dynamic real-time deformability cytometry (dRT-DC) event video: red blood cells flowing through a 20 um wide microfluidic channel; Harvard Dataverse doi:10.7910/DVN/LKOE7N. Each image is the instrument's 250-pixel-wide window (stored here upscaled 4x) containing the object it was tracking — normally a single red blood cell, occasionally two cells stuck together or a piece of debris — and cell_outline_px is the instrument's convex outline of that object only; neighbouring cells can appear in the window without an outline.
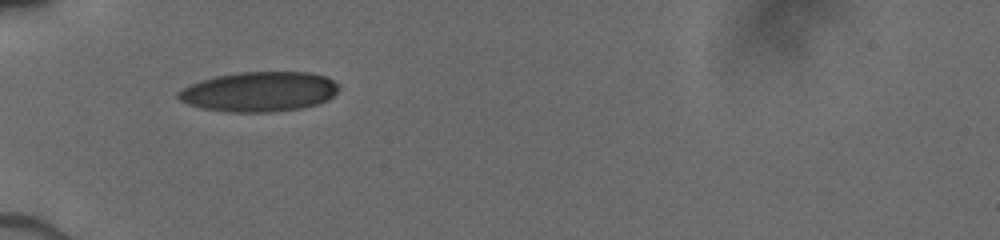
{"species": "human", "species_latin": "Homo sapiens", "temperature_condition": "cold", "stored_images_in_passage": 11, "camera_frame_rate_fps": 3000, "um_per_image_px": 0.085, "donor": {"sex": "male"}, "frame": {"image": 1, "passage_image": 1, "time_ms": 0.0, "image_size_px": [1000, 240], "cell_outline_px": [[340, 88], [328, 100], [320, 104], [300, 108], [272, 112], [228, 112], [200, 108], [188, 104], [180, 100], [176, 96], [176, 92], [192, 84], [216, 76], [240, 72], [308, 72], [324, 76], [332, 80]], "centroid_in_image_um": [22.04, 7.8], "position_along_channel_um": 63.0, "area_um2": 37.22}}